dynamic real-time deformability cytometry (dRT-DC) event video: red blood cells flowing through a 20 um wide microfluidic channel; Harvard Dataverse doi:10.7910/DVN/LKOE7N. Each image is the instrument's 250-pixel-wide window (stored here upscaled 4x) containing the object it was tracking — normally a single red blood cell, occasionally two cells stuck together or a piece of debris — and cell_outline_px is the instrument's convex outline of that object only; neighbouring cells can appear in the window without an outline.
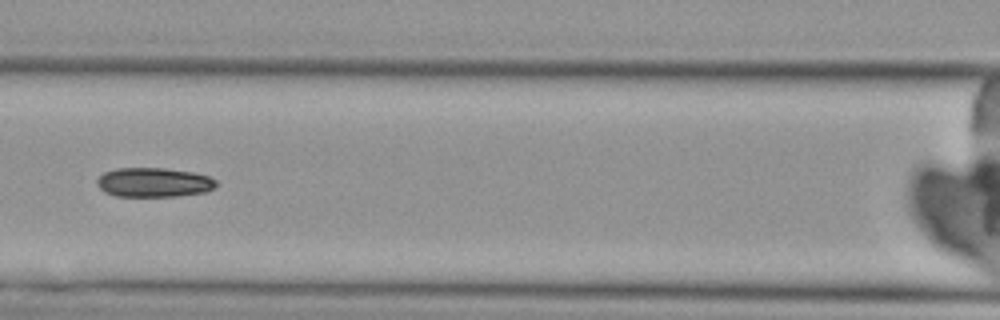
{"species": "Egyptian fruit bat (a non-hibernating species)", "species_latin": "Rousettus aegyptiacus", "temperature_condition": "cold", "stored_images_in_passage": 7, "camera_frame_rate_fps": 3000, "um_per_image_px": 0.085, "animal": {"sex": "female"}, "frame": {"image": 1, "passage_image": 7, "time_ms": 7.0, "image_size_px": [1000, 320], "cell_outline_px": [[216, 184], [212, 188], [204, 192], [176, 196], [116, 196], [104, 192], [96, 184], [96, 180], [104, 172], [116, 168], [164, 168], [192, 172], [208, 176], [216, 180]], "centroid_in_image_um": [13.03, 15.5], "position_along_channel_um": 153.6, "area_um2": 20.29}}